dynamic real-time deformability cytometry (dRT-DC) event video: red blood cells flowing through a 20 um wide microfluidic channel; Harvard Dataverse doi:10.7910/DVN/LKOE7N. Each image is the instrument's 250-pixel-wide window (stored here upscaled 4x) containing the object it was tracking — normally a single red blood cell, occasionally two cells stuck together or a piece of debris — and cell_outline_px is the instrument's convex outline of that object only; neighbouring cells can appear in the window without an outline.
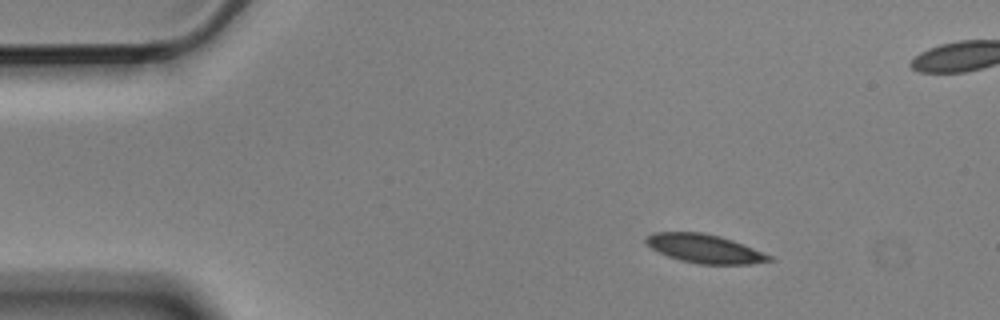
{"species": "Egyptian fruit bat (a non-hibernating species)", "species_latin": "Rousettus aegyptiacus", "temperature_condition": "cold", "stored_images_in_passage": 5, "camera_frame_rate_fps": 3000, "um_per_image_px": 0.085, "animal": {"sex": "male"}, "frame": {"image": 1, "passage_image": 2, "time_ms": 0.333, "image_size_px": [1000, 320], "cell_outline_px": [[776, 260], [752, 264], [700, 264], [680, 260], [668, 256], [652, 248], [644, 240], [652, 232], [700, 232], [720, 236], [744, 244], [772, 256]], "centroid_in_image_um": [59.94, 21.14], "position_along_channel_um": 25.1, "area_um2": 20.52}}